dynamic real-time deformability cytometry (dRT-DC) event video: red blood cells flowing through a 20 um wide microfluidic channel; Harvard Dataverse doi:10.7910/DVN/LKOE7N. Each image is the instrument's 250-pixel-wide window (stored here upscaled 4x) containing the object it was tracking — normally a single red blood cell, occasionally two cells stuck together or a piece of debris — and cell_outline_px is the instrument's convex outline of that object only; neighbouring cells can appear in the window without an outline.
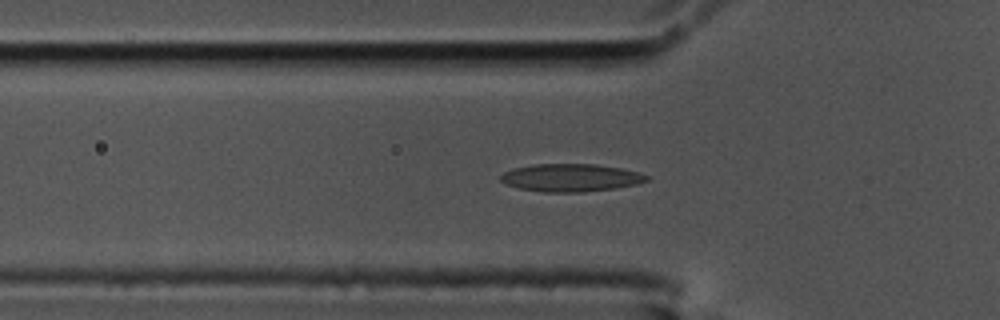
{"species": "common noctule bat (a hibernating species)", "species_latin": "Nyctalus noctula", "temperature_condition": "cold", "stored_images_in_passage": 44, "camera_frame_rate_fps": 3000, "um_per_image_px": 0.085, "animal": {"sex": "male", "body_mass_g": 17.5, "forearm_length_mm": 52.3}, "frame": {"image": 1, "passage_image": 10, "time_ms": 3.0, "image_size_px": [1000, 320], "cell_outline_px": [[648, 180], [636, 184], [616, 188], [584, 192], [544, 192], [520, 188], [508, 184], [500, 180], [500, 176], [504, 172], [512, 168], [532, 164], [596, 164], [620, 168], [640, 172], [648, 176]], "centroid_in_image_um": [48.52, 15.1], "position_along_channel_um": 77.3, "area_um2": 23.58}}
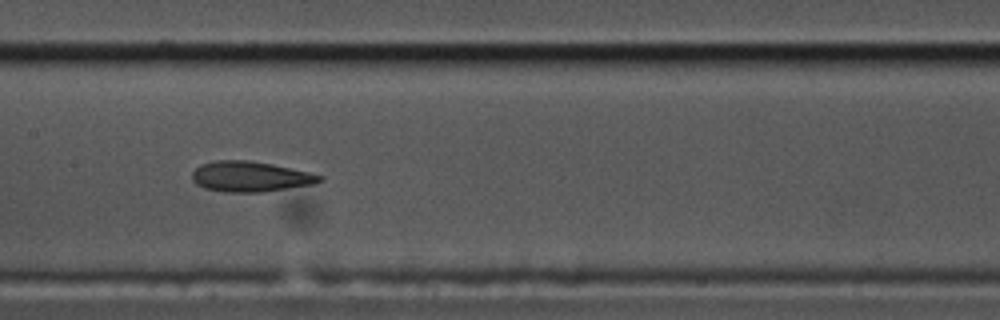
{"frame": {"image": 2, "passage_image": 19, "time_ms": 6.0, "image_size_px": [1000, 320], "cell_outline_px": [[324, 180], [312, 184], [260, 192], [224, 192], [204, 188], [196, 184], [192, 180], [192, 172], [200, 164], [216, 160], [248, 160], [272, 164], [308, 172], [324, 176]], "centroid_in_image_um": [21.24, 15.0], "position_along_channel_um": 186.2, "area_um2": 22.48}}
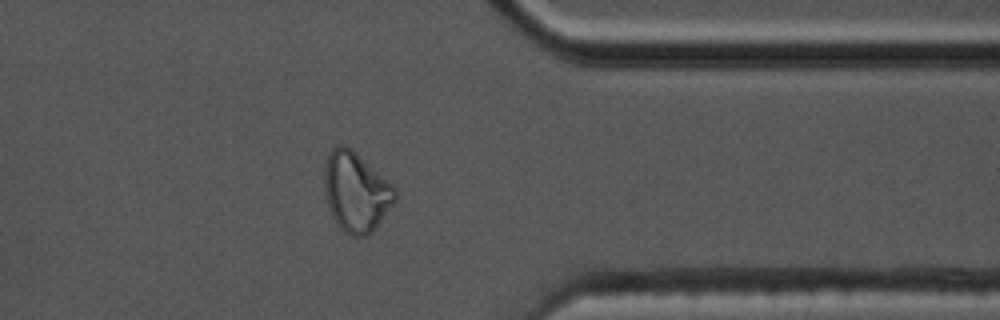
{"frame": {"image": 3, "passage_image": 36, "time_ms": 11.667, "image_size_px": [1000, 320], "cell_outline_px": [[396, 200], [372, 232], [368, 236], [352, 236], [344, 232], [340, 228], [332, 216], [324, 192], [324, 164], [328, 152], [332, 148], [340, 144], [344, 144], [352, 148], [396, 188]], "centroid_in_image_um": [30.24, 16.29], "position_along_channel_um": 381.2, "area_um2": 32.95}}